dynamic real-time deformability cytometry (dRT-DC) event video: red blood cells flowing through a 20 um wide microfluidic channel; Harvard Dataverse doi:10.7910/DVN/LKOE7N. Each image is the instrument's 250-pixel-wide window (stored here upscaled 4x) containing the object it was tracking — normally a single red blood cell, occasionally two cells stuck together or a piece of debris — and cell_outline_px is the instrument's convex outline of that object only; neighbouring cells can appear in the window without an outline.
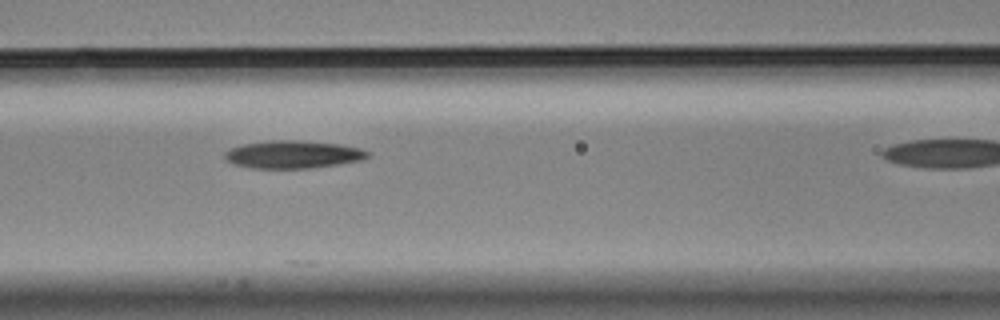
{"species": "Egyptian fruit bat (a non-hibernating species)", "species_latin": "Rousettus aegyptiacus", "temperature_condition": "cold", "stored_images_in_passage": 8, "camera_frame_rate_fps": 3000, "um_per_image_px": 0.085, "animal": {"sex": "male"}, "frame": {"image": 1, "passage_image": 6, "time_ms": 1.667, "image_size_px": [1000, 320], "cell_outline_px": [[372, 156], [364, 160], [312, 168], [252, 168], [232, 164], [224, 160], [224, 152], [228, 148], [240, 144], [272, 140], [300, 140], [340, 144], [360, 148], [372, 152]], "centroid_in_image_um": [24.91, 13.12], "position_along_channel_um": 141.7, "area_um2": 23.64}}
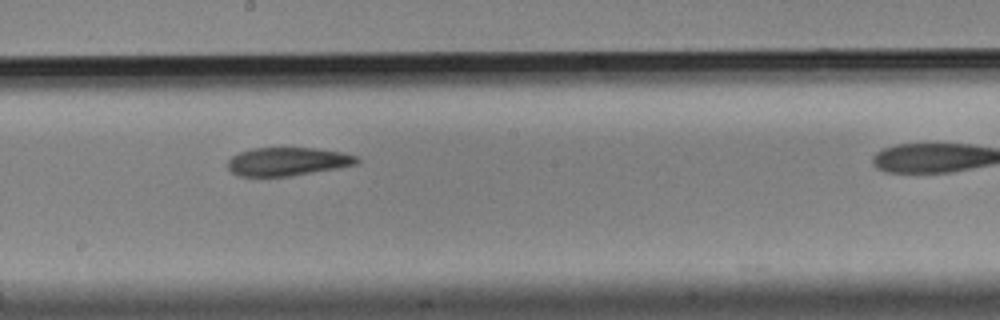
{"frame": {"image": 2, "passage_image": 8, "time_ms": 2.333, "image_size_px": [1000, 320], "cell_outline_px": [[360, 160], [356, 164], [340, 168], [292, 176], [240, 176], [232, 172], [228, 168], [228, 160], [232, 156], [240, 152], [252, 148], [316, 148], [340, 152], [356, 156]], "centroid_in_image_um": [24.45, 13.73], "position_along_channel_um": 223.7, "area_um2": 21.33}}